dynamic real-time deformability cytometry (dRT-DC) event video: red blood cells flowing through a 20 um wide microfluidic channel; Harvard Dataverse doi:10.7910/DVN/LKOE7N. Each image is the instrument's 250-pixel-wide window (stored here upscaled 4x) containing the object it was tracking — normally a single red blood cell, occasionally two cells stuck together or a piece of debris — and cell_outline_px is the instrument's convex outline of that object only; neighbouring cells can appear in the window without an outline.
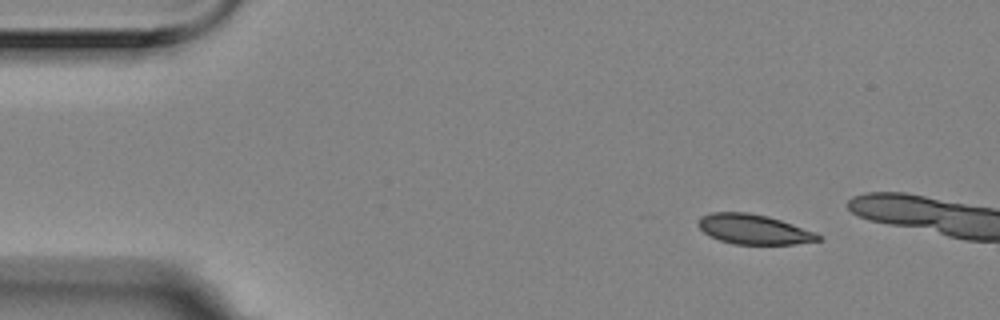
{"species": "Egyptian fruit bat (a non-hibernating species)", "species_latin": "Rousettus aegyptiacus", "temperature_condition": "room temperature", "stored_images_in_passage": 2, "camera_frame_rate_fps": 3000, "um_per_image_px": 0.085, "animal": {"sex": "female"}, "frame": {"image": 1, "passage_image": 1, "time_ms": 0.0, "image_size_px": [1000, 320], "cell_outline_px": [[824, 240], [796, 244], [732, 244], [708, 236], [696, 224], [700, 216], [712, 212], [748, 212], [768, 216], [816, 232], [824, 236]], "centroid_in_image_um": [64.08, 19.49], "position_along_channel_um": 20.9, "area_um2": 21.15}}